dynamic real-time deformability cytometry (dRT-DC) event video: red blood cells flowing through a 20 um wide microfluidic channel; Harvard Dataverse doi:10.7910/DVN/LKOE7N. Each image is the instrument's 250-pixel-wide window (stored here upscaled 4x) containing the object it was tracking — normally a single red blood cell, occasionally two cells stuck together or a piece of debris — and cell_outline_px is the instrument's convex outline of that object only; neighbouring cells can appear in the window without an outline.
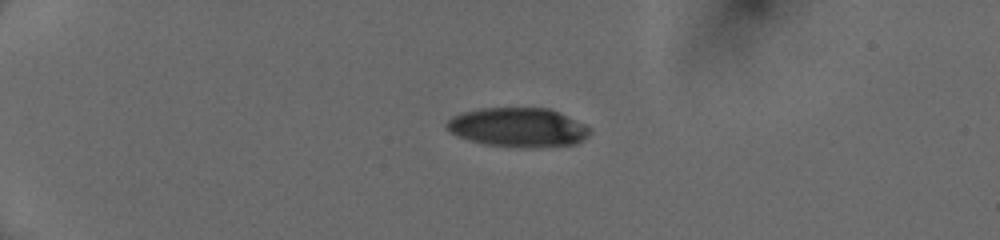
{"species": "human", "species_latin": "Homo sapiens", "temperature_condition": "cold", "stored_images_in_passage": 40, "camera_frame_rate_fps": 3000, "um_per_image_px": 0.085, "donor": {"sex": "female"}, "frame": {"image": 1, "passage_image": 1, "time_ms": 0.0, "image_size_px": [1000, 240], "cell_outline_px": [[592, 132], [584, 140], [576, 144], [528, 148], [520, 148], [484, 144], [468, 140], [448, 132], [444, 128], [444, 124], [452, 116], [460, 112], [476, 108], [548, 108], [584, 124]], "centroid_in_image_um": [43.96, 10.83], "position_along_channel_um": 41.0, "area_um2": 33.06}}
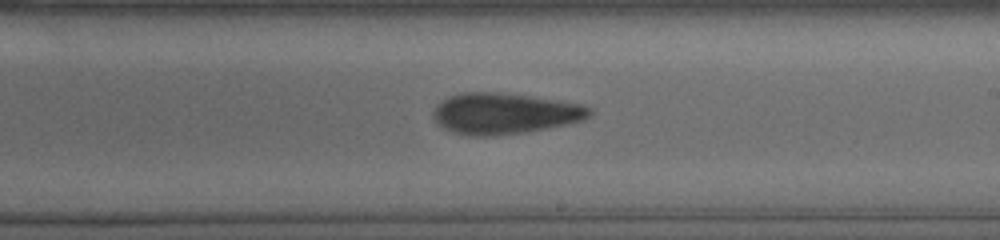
{"frame": {"image": 2, "passage_image": 21, "time_ms": 6.667, "image_size_px": [1000, 240], "cell_outline_px": [[592, 112], [588, 116], [580, 120], [564, 124], [524, 132], [492, 136], [472, 136], [456, 132], [444, 128], [432, 116], [432, 112], [444, 100], [460, 92], [496, 92], [528, 96], [556, 100], [580, 104], [592, 108]], "centroid_in_image_um": [42.87, 9.64], "position_along_channel_um": 246.1, "area_um2": 36.53}}
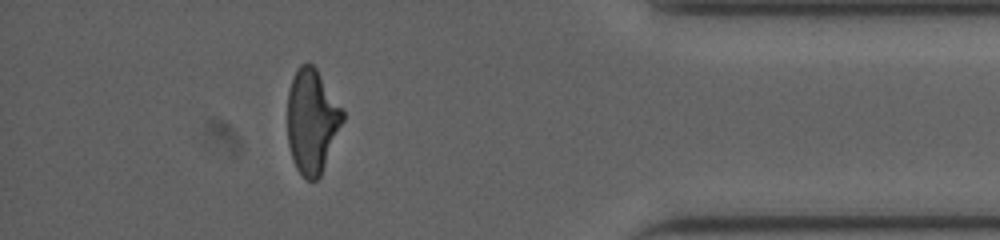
{"frame": {"image": 3, "passage_image": 35, "time_ms": 11.333, "image_size_px": [1000, 240], "cell_outline_px": [[344, 120], [320, 176], [316, 180], [308, 180], [296, 168], [288, 144], [288, 92], [292, 80], [300, 64], [308, 60], [316, 68], [344, 112]], "centroid_in_image_um": [26.51, 10.28], "position_along_channel_um": 408.7, "area_um2": 33.18}, "authors_computed_cell_mechanics": {"area_um2": 35.5759, "velocity_mm_per_s": 4.0705, "shape_relaxation_time_tau1_ms": 4.1861, "shape_relaxation_time_tau2_ms": 3.7294, "deformation_change_tau1": 0.1793, "deformation_change_tau2": 0.1395}}